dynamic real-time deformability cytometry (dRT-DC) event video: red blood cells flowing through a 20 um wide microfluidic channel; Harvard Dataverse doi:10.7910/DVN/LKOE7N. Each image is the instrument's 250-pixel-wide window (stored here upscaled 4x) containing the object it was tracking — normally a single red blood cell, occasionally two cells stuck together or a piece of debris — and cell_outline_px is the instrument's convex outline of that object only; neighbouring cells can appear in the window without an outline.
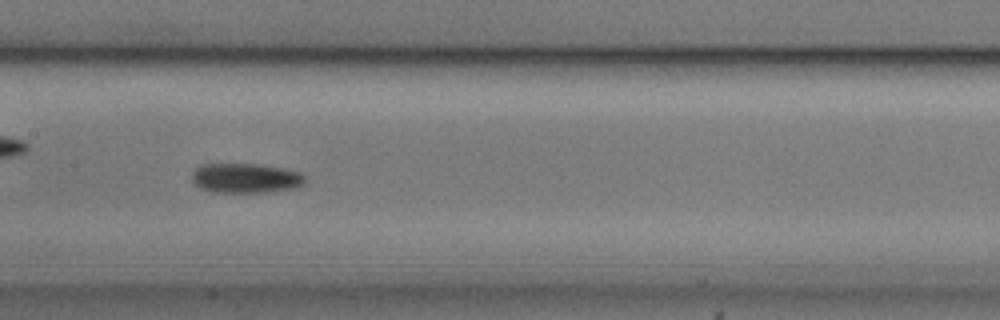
{"species": "common noctule bat (a hibernating species)", "species_latin": "Nyctalus noctula", "temperature_condition": "cold", "stored_images_in_passage": 46, "camera_frame_rate_fps": 3000, "um_per_image_px": 0.085, "animal": {"sex": "male", "body_mass_g": 20.5, "forearm_length_mm": 52.5}, "frame": {"image": 1, "passage_image": 26, "time_ms": 8.333, "image_size_px": [1000, 320], "cell_outline_px": [[304, 184], [296, 188], [268, 192], [212, 192], [200, 188], [192, 180], [192, 172], [200, 164], [256, 164], [284, 168], [300, 172], [304, 176]], "centroid_in_image_um": [20.88, 15.14], "position_along_channel_um": 186.5, "area_um2": 19.65}, "authors_computed_cell_mechanics": {"area_um2": 18.2359, "velocity_mm_per_s": 3.6973, "shape_relaxation_time_tau1_ms": 3.2774, "shape_relaxation_time_tau2_ms": null, "deformation_change_tau1": 0.0967, "deformation_change_tau2": null}}